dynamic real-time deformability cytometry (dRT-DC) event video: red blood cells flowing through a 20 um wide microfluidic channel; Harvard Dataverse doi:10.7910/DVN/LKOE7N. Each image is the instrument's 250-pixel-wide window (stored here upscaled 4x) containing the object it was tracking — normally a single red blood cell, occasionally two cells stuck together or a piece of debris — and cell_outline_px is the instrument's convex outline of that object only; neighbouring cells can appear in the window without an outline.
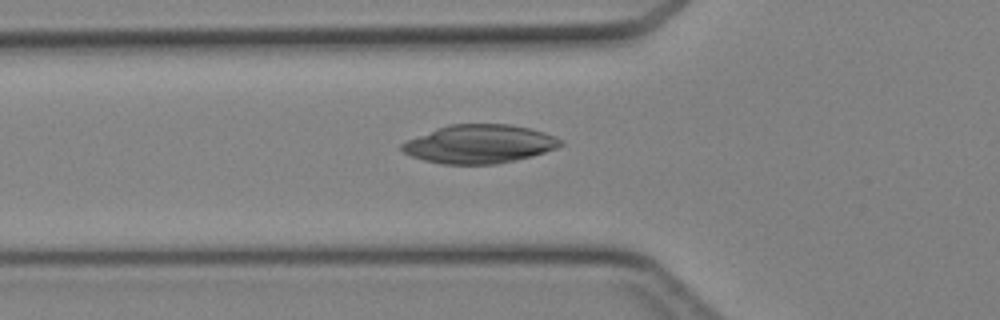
{"species": "Egyptian fruit bat (a non-hibernating species)", "species_latin": "Rousettus aegyptiacus", "temperature_condition": "cold", "stored_images_in_passage": 33, "camera_frame_rate_fps": 3000, "um_per_image_px": 0.085, "animal": {"sex": "female"}, "frame": {"image": 1, "passage_image": 4, "time_ms": 1.0, "image_size_px": [1000, 320], "cell_outline_px": [[564, 144], [556, 148], [532, 156], [496, 164], [444, 164], [424, 160], [412, 156], [404, 152], [400, 148], [400, 144], [408, 140], [448, 124], [512, 124], [544, 132], [556, 136], [564, 140]], "centroid_in_image_um": [40.78, 12.24], "position_along_channel_um": 85.0, "area_um2": 35.49}}
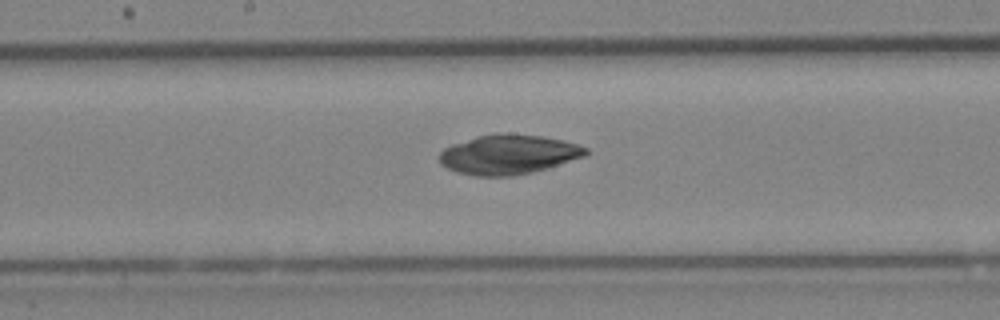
{"frame": {"image": 2, "passage_image": 12, "time_ms": 3.667, "image_size_px": [1000, 320], "cell_outline_px": [[592, 152], [584, 156], [548, 168], [532, 172], [512, 176], [476, 176], [456, 172], [440, 164], [440, 152], [444, 148], [452, 144], [476, 136], [496, 132], [512, 132], [544, 136], [564, 140], [588, 148]], "centroid_in_image_um": [43.23, 13.11], "position_along_channel_um": 205.0, "area_um2": 34.28}}
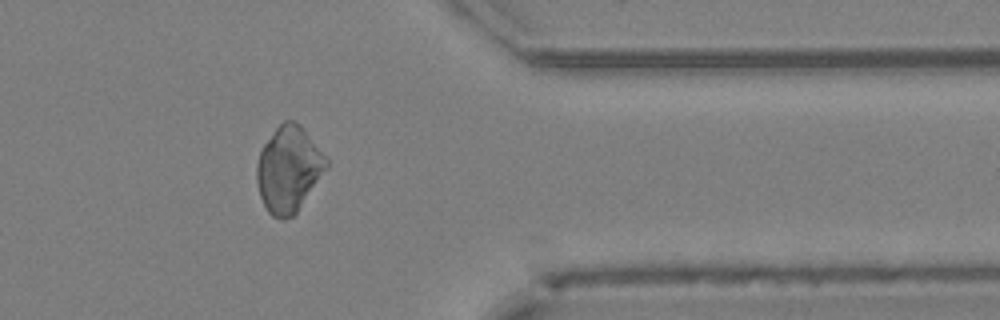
{"frame": {"image": 3, "passage_image": 25, "time_ms": 8.0, "image_size_px": [1000, 320], "cell_outline_px": [[328, 168], [296, 212], [292, 216], [284, 220], [280, 220], [272, 216], [268, 212], [260, 196], [256, 180], [256, 164], [260, 148], [276, 128], [284, 120], [292, 120], [300, 124], [328, 160]], "centroid_in_image_um": [24.51, 14.39], "position_along_channel_um": 386.9, "area_um2": 34.74}}